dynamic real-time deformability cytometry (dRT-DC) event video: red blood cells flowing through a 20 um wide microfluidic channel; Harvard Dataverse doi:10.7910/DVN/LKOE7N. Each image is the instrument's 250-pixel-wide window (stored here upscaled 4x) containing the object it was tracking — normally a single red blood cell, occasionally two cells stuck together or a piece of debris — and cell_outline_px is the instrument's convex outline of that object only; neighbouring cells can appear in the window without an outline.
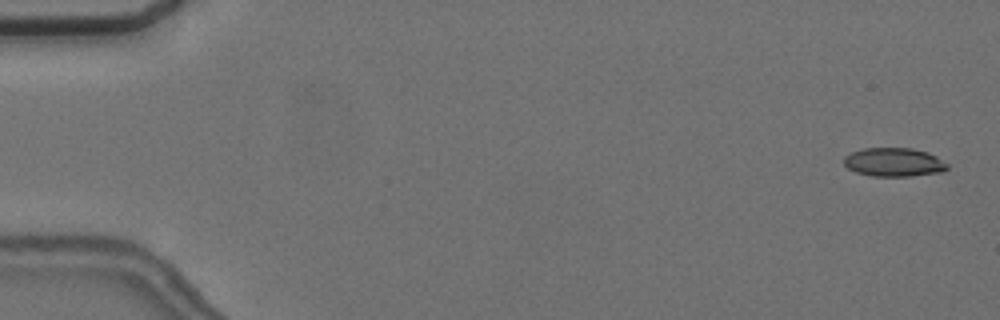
{"species": "common noctule bat (a hibernating species)", "species_latin": "Nyctalus noctula", "temperature_condition": "cold", "stored_images_in_passage": 57, "camera_frame_rate_fps": 3000, "um_per_image_px": 0.085, "animal": {"sex": "female", "body_mass_g": 24.6, "forearm_length_mm": 56.2}, "frame": {"image": 1, "passage_image": 2, "time_ms": 0.333, "image_size_px": [1000, 320], "cell_outline_px": [[948, 168], [944, 172], [908, 176], [872, 176], [856, 172], [848, 168], [844, 164], [844, 156], [852, 152], [864, 148], [912, 148], [928, 152], [936, 156], [948, 164]], "centroid_in_image_um": [76.0, 13.78], "position_along_channel_um": 9.0, "area_um2": 17.34}}
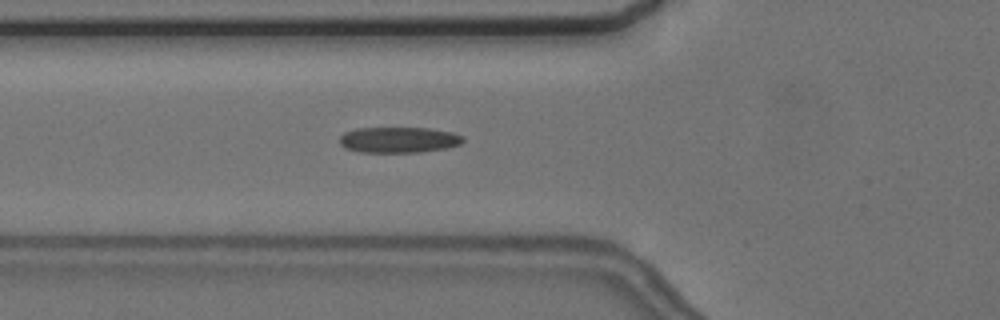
{"frame": {"image": 2, "passage_image": 21, "time_ms": 6.667, "image_size_px": [1000, 320], "cell_outline_px": [[464, 140], [460, 144], [448, 148], [420, 152], [360, 152], [344, 148], [340, 144], [340, 136], [344, 132], [356, 128], [428, 128], [452, 132], [464, 136]], "centroid_in_image_um": [33.89, 11.89], "position_along_channel_um": 91.9, "area_um2": 18.67}}
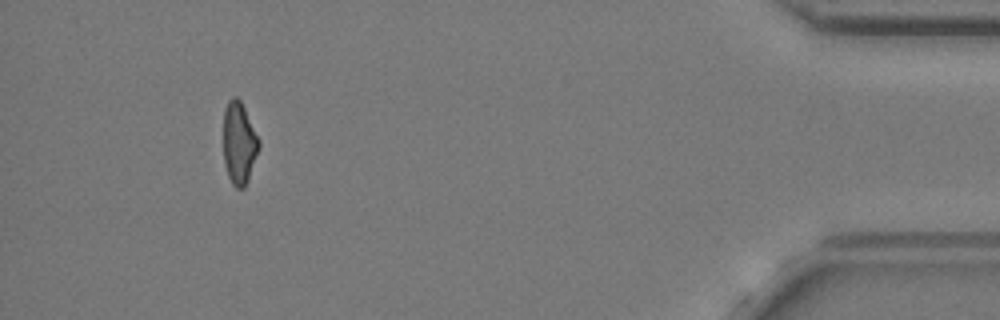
{"frame": {"image": 3, "passage_image": 53, "time_ms": 17.333, "image_size_px": [1000, 320], "cell_outline_px": [[260, 148], [248, 180], [244, 188], [236, 188], [232, 184], [228, 176], [224, 164], [224, 108], [228, 100], [232, 96], [236, 96], [240, 100], [260, 140]], "centroid_in_image_um": [20.33, 12.17], "position_along_channel_um": 414.9, "area_um2": 17.11}, "authors_computed_cell_mechanics": {"area_um2": 18.0336, "velocity_mm_per_s": 3.6417, "shape_relaxation_time_tau1_ms": null, "shape_relaxation_time_tau2_ms": 4.1113, "deformation_change_tau1": null, "deformation_change_tau2": 0.1295}}